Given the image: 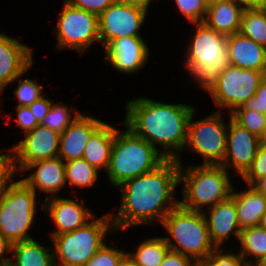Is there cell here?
Returning a JSON list of instances; mask_svg holds the SVG:
<instances>
[{"label": "cell", "mask_w": 266, "mask_h": 266, "mask_svg": "<svg viewBox=\"0 0 266 266\" xmlns=\"http://www.w3.org/2000/svg\"><path fill=\"white\" fill-rule=\"evenodd\" d=\"M1 266H12L11 264L1 265Z\"/></svg>", "instance_id": "52"}, {"label": "cell", "mask_w": 266, "mask_h": 266, "mask_svg": "<svg viewBox=\"0 0 266 266\" xmlns=\"http://www.w3.org/2000/svg\"><path fill=\"white\" fill-rule=\"evenodd\" d=\"M61 12L56 18L57 24L54 28V36L57 39L56 48L58 51L69 50L84 54L89 48L99 44V16L75 8L63 0Z\"/></svg>", "instance_id": "10"}, {"label": "cell", "mask_w": 266, "mask_h": 266, "mask_svg": "<svg viewBox=\"0 0 266 266\" xmlns=\"http://www.w3.org/2000/svg\"><path fill=\"white\" fill-rule=\"evenodd\" d=\"M18 178L14 176L0 194V233L12 244L35 238L30 232L43 210V200Z\"/></svg>", "instance_id": "6"}, {"label": "cell", "mask_w": 266, "mask_h": 266, "mask_svg": "<svg viewBox=\"0 0 266 266\" xmlns=\"http://www.w3.org/2000/svg\"><path fill=\"white\" fill-rule=\"evenodd\" d=\"M163 235L170 250L191 258L200 265L216 247L211 242L207 221L201 211H191L178 205L163 219Z\"/></svg>", "instance_id": "7"}, {"label": "cell", "mask_w": 266, "mask_h": 266, "mask_svg": "<svg viewBox=\"0 0 266 266\" xmlns=\"http://www.w3.org/2000/svg\"><path fill=\"white\" fill-rule=\"evenodd\" d=\"M230 65L242 69L266 71V47L240 32L227 36Z\"/></svg>", "instance_id": "21"}, {"label": "cell", "mask_w": 266, "mask_h": 266, "mask_svg": "<svg viewBox=\"0 0 266 266\" xmlns=\"http://www.w3.org/2000/svg\"><path fill=\"white\" fill-rule=\"evenodd\" d=\"M244 8L265 7L266 0H234Z\"/></svg>", "instance_id": "44"}, {"label": "cell", "mask_w": 266, "mask_h": 266, "mask_svg": "<svg viewBox=\"0 0 266 266\" xmlns=\"http://www.w3.org/2000/svg\"><path fill=\"white\" fill-rule=\"evenodd\" d=\"M196 108L187 102L173 104L138 96L127 101L123 122L119 124L152 144L165 159L183 163L188 124Z\"/></svg>", "instance_id": "2"}, {"label": "cell", "mask_w": 266, "mask_h": 266, "mask_svg": "<svg viewBox=\"0 0 266 266\" xmlns=\"http://www.w3.org/2000/svg\"><path fill=\"white\" fill-rule=\"evenodd\" d=\"M160 266H198L191 258L169 250Z\"/></svg>", "instance_id": "42"}, {"label": "cell", "mask_w": 266, "mask_h": 266, "mask_svg": "<svg viewBox=\"0 0 266 266\" xmlns=\"http://www.w3.org/2000/svg\"><path fill=\"white\" fill-rule=\"evenodd\" d=\"M119 266H138V265L129 257L128 254H126L119 263Z\"/></svg>", "instance_id": "47"}, {"label": "cell", "mask_w": 266, "mask_h": 266, "mask_svg": "<svg viewBox=\"0 0 266 266\" xmlns=\"http://www.w3.org/2000/svg\"><path fill=\"white\" fill-rule=\"evenodd\" d=\"M139 242L133 247V251H127L129 257L138 266H160L170 250L162 236L149 237Z\"/></svg>", "instance_id": "28"}, {"label": "cell", "mask_w": 266, "mask_h": 266, "mask_svg": "<svg viewBox=\"0 0 266 266\" xmlns=\"http://www.w3.org/2000/svg\"><path fill=\"white\" fill-rule=\"evenodd\" d=\"M15 108L16 118L14 116V121H16V127L21 129L19 135L32 131L40 124L28 106H15Z\"/></svg>", "instance_id": "37"}, {"label": "cell", "mask_w": 266, "mask_h": 266, "mask_svg": "<svg viewBox=\"0 0 266 266\" xmlns=\"http://www.w3.org/2000/svg\"><path fill=\"white\" fill-rule=\"evenodd\" d=\"M266 77V71L242 69L229 65L207 92L216 111L231 114L253 97ZM228 111H225V110Z\"/></svg>", "instance_id": "11"}, {"label": "cell", "mask_w": 266, "mask_h": 266, "mask_svg": "<svg viewBox=\"0 0 266 266\" xmlns=\"http://www.w3.org/2000/svg\"><path fill=\"white\" fill-rule=\"evenodd\" d=\"M96 167L90 165L85 159L79 158L65 162V181L67 187H71V193L77 194L75 188L97 187L99 183L100 173ZM98 182V183H97Z\"/></svg>", "instance_id": "27"}, {"label": "cell", "mask_w": 266, "mask_h": 266, "mask_svg": "<svg viewBox=\"0 0 266 266\" xmlns=\"http://www.w3.org/2000/svg\"><path fill=\"white\" fill-rule=\"evenodd\" d=\"M116 3L136 5L140 7H147L150 9L154 0H115ZM152 3V4H151Z\"/></svg>", "instance_id": "45"}, {"label": "cell", "mask_w": 266, "mask_h": 266, "mask_svg": "<svg viewBox=\"0 0 266 266\" xmlns=\"http://www.w3.org/2000/svg\"><path fill=\"white\" fill-rule=\"evenodd\" d=\"M193 25L195 30L193 28V34L189 36L188 44H185L184 63H181L199 90L208 92L230 65L227 36L216 32L204 22Z\"/></svg>", "instance_id": "3"}, {"label": "cell", "mask_w": 266, "mask_h": 266, "mask_svg": "<svg viewBox=\"0 0 266 266\" xmlns=\"http://www.w3.org/2000/svg\"><path fill=\"white\" fill-rule=\"evenodd\" d=\"M198 111L196 108L190 117L184 151L201 157V165H222L227 145V114L213 111L205 117L195 119Z\"/></svg>", "instance_id": "9"}, {"label": "cell", "mask_w": 266, "mask_h": 266, "mask_svg": "<svg viewBox=\"0 0 266 266\" xmlns=\"http://www.w3.org/2000/svg\"><path fill=\"white\" fill-rule=\"evenodd\" d=\"M230 174L222 165L179 163V205L203 212L228 199L235 183Z\"/></svg>", "instance_id": "4"}, {"label": "cell", "mask_w": 266, "mask_h": 266, "mask_svg": "<svg viewBox=\"0 0 266 266\" xmlns=\"http://www.w3.org/2000/svg\"><path fill=\"white\" fill-rule=\"evenodd\" d=\"M147 7L114 3L99 15L100 44L104 48L115 38L137 37L149 19Z\"/></svg>", "instance_id": "13"}, {"label": "cell", "mask_w": 266, "mask_h": 266, "mask_svg": "<svg viewBox=\"0 0 266 266\" xmlns=\"http://www.w3.org/2000/svg\"><path fill=\"white\" fill-rule=\"evenodd\" d=\"M11 247L12 243L0 233V266L10 264Z\"/></svg>", "instance_id": "43"}, {"label": "cell", "mask_w": 266, "mask_h": 266, "mask_svg": "<svg viewBox=\"0 0 266 266\" xmlns=\"http://www.w3.org/2000/svg\"><path fill=\"white\" fill-rule=\"evenodd\" d=\"M123 126V130L116 127L110 163L105 172L115 190L126 181L153 171L166 160L152 144Z\"/></svg>", "instance_id": "5"}, {"label": "cell", "mask_w": 266, "mask_h": 266, "mask_svg": "<svg viewBox=\"0 0 266 266\" xmlns=\"http://www.w3.org/2000/svg\"><path fill=\"white\" fill-rule=\"evenodd\" d=\"M260 145L266 146V126L259 136Z\"/></svg>", "instance_id": "48"}, {"label": "cell", "mask_w": 266, "mask_h": 266, "mask_svg": "<svg viewBox=\"0 0 266 266\" xmlns=\"http://www.w3.org/2000/svg\"><path fill=\"white\" fill-rule=\"evenodd\" d=\"M259 266H266V258L260 263Z\"/></svg>", "instance_id": "50"}, {"label": "cell", "mask_w": 266, "mask_h": 266, "mask_svg": "<svg viewBox=\"0 0 266 266\" xmlns=\"http://www.w3.org/2000/svg\"><path fill=\"white\" fill-rule=\"evenodd\" d=\"M216 1H219V0H206V2H207L208 4L213 3V2H216Z\"/></svg>", "instance_id": "51"}, {"label": "cell", "mask_w": 266, "mask_h": 266, "mask_svg": "<svg viewBox=\"0 0 266 266\" xmlns=\"http://www.w3.org/2000/svg\"><path fill=\"white\" fill-rule=\"evenodd\" d=\"M238 243L237 251L249 266H259L266 258V230L259 225L242 229Z\"/></svg>", "instance_id": "26"}, {"label": "cell", "mask_w": 266, "mask_h": 266, "mask_svg": "<svg viewBox=\"0 0 266 266\" xmlns=\"http://www.w3.org/2000/svg\"><path fill=\"white\" fill-rule=\"evenodd\" d=\"M0 153V194L5 185L14 177L10 148H3Z\"/></svg>", "instance_id": "39"}, {"label": "cell", "mask_w": 266, "mask_h": 266, "mask_svg": "<svg viewBox=\"0 0 266 266\" xmlns=\"http://www.w3.org/2000/svg\"><path fill=\"white\" fill-rule=\"evenodd\" d=\"M34 48L0 32V98L6 88L34 62Z\"/></svg>", "instance_id": "17"}, {"label": "cell", "mask_w": 266, "mask_h": 266, "mask_svg": "<svg viewBox=\"0 0 266 266\" xmlns=\"http://www.w3.org/2000/svg\"><path fill=\"white\" fill-rule=\"evenodd\" d=\"M94 115L82 112L68 128L60 134L58 157L64 162L83 158L87 142L104 123Z\"/></svg>", "instance_id": "20"}, {"label": "cell", "mask_w": 266, "mask_h": 266, "mask_svg": "<svg viewBox=\"0 0 266 266\" xmlns=\"http://www.w3.org/2000/svg\"><path fill=\"white\" fill-rule=\"evenodd\" d=\"M177 7V12L186 20L188 23H199L203 22L207 13L208 3L206 0H172Z\"/></svg>", "instance_id": "34"}, {"label": "cell", "mask_w": 266, "mask_h": 266, "mask_svg": "<svg viewBox=\"0 0 266 266\" xmlns=\"http://www.w3.org/2000/svg\"><path fill=\"white\" fill-rule=\"evenodd\" d=\"M53 98H48L45 95L41 96L39 99L34 101L31 105H29V109L31 110L34 117H36V120L41 123V121L45 118V116L48 114Z\"/></svg>", "instance_id": "41"}, {"label": "cell", "mask_w": 266, "mask_h": 266, "mask_svg": "<svg viewBox=\"0 0 266 266\" xmlns=\"http://www.w3.org/2000/svg\"><path fill=\"white\" fill-rule=\"evenodd\" d=\"M21 180L38 196L45 193L44 200L59 197L61 191L67 187L65 181V162L60 157L40 160L28 165L21 173ZM65 187V188H64Z\"/></svg>", "instance_id": "18"}, {"label": "cell", "mask_w": 266, "mask_h": 266, "mask_svg": "<svg viewBox=\"0 0 266 266\" xmlns=\"http://www.w3.org/2000/svg\"><path fill=\"white\" fill-rule=\"evenodd\" d=\"M111 234L117 235L108 212L75 231L53 236L55 266H84Z\"/></svg>", "instance_id": "8"}, {"label": "cell", "mask_w": 266, "mask_h": 266, "mask_svg": "<svg viewBox=\"0 0 266 266\" xmlns=\"http://www.w3.org/2000/svg\"><path fill=\"white\" fill-rule=\"evenodd\" d=\"M178 187L179 163L175 159H166L153 171L117 187L121 192L120 206L116 213H110L116 234L136 226H159L179 205L175 194Z\"/></svg>", "instance_id": "1"}, {"label": "cell", "mask_w": 266, "mask_h": 266, "mask_svg": "<svg viewBox=\"0 0 266 266\" xmlns=\"http://www.w3.org/2000/svg\"><path fill=\"white\" fill-rule=\"evenodd\" d=\"M243 106L266 115V77L262 80L255 95Z\"/></svg>", "instance_id": "40"}, {"label": "cell", "mask_w": 266, "mask_h": 266, "mask_svg": "<svg viewBox=\"0 0 266 266\" xmlns=\"http://www.w3.org/2000/svg\"><path fill=\"white\" fill-rule=\"evenodd\" d=\"M241 189L234 185L230 196L235 202L240 228L258 226L266 211V197L252 186H241Z\"/></svg>", "instance_id": "23"}, {"label": "cell", "mask_w": 266, "mask_h": 266, "mask_svg": "<svg viewBox=\"0 0 266 266\" xmlns=\"http://www.w3.org/2000/svg\"><path fill=\"white\" fill-rule=\"evenodd\" d=\"M32 66H34V63L11 83L14 85L16 82L17 84L12 91L14 99L18 102L16 106H29L44 94L46 95V93H44L43 84H40L36 80V77L35 79L28 77L27 73L32 69ZM25 74H27L26 79L23 78L25 77Z\"/></svg>", "instance_id": "31"}, {"label": "cell", "mask_w": 266, "mask_h": 266, "mask_svg": "<svg viewBox=\"0 0 266 266\" xmlns=\"http://www.w3.org/2000/svg\"><path fill=\"white\" fill-rule=\"evenodd\" d=\"M239 32L266 47V6L245 8Z\"/></svg>", "instance_id": "29"}, {"label": "cell", "mask_w": 266, "mask_h": 266, "mask_svg": "<svg viewBox=\"0 0 266 266\" xmlns=\"http://www.w3.org/2000/svg\"><path fill=\"white\" fill-rule=\"evenodd\" d=\"M12 266H55L53 246L43 245L36 238L16 242L11 247Z\"/></svg>", "instance_id": "25"}, {"label": "cell", "mask_w": 266, "mask_h": 266, "mask_svg": "<svg viewBox=\"0 0 266 266\" xmlns=\"http://www.w3.org/2000/svg\"><path fill=\"white\" fill-rule=\"evenodd\" d=\"M227 117L228 133L226 155L222 166L228 172H232L231 175H239L241 178L250 168L256 157L260 141L256 135L237 124L232 119L231 114H227Z\"/></svg>", "instance_id": "16"}, {"label": "cell", "mask_w": 266, "mask_h": 266, "mask_svg": "<svg viewBox=\"0 0 266 266\" xmlns=\"http://www.w3.org/2000/svg\"><path fill=\"white\" fill-rule=\"evenodd\" d=\"M113 240L109 244L106 242L84 266H119L127 251L120 249Z\"/></svg>", "instance_id": "33"}, {"label": "cell", "mask_w": 266, "mask_h": 266, "mask_svg": "<svg viewBox=\"0 0 266 266\" xmlns=\"http://www.w3.org/2000/svg\"><path fill=\"white\" fill-rule=\"evenodd\" d=\"M252 187L260 194L266 197V176L258 179Z\"/></svg>", "instance_id": "46"}, {"label": "cell", "mask_w": 266, "mask_h": 266, "mask_svg": "<svg viewBox=\"0 0 266 266\" xmlns=\"http://www.w3.org/2000/svg\"><path fill=\"white\" fill-rule=\"evenodd\" d=\"M232 119L258 138L266 126V115L241 106L231 113Z\"/></svg>", "instance_id": "32"}, {"label": "cell", "mask_w": 266, "mask_h": 266, "mask_svg": "<svg viewBox=\"0 0 266 266\" xmlns=\"http://www.w3.org/2000/svg\"><path fill=\"white\" fill-rule=\"evenodd\" d=\"M71 6L85 11L100 15L110 5L115 3V0H65Z\"/></svg>", "instance_id": "38"}, {"label": "cell", "mask_w": 266, "mask_h": 266, "mask_svg": "<svg viewBox=\"0 0 266 266\" xmlns=\"http://www.w3.org/2000/svg\"><path fill=\"white\" fill-rule=\"evenodd\" d=\"M266 176V146L260 145L250 168L240 178L245 186H252L258 179Z\"/></svg>", "instance_id": "36"}, {"label": "cell", "mask_w": 266, "mask_h": 266, "mask_svg": "<svg viewBox=\"0 0 266 266\" xmlns=\"http://www.w3.org/2000/svg\"><path fill=\"white\" fill-rule=\"evenodd\" d=\"M116 127L104 122L86 144L83 159L99 171L106 172L110 163Z\"/></svg>", "instance_id": "24"}, {"label": "cell", "mask_w": 266, "mask_h": 266, "mask_svg": "<svg viewBox=\"0 0 266 266\" xmlns=\"http://www.w3.org/2000/svg\"><path fill=\"white\" fill-rule=\"evenodd\" d=\"M59 139L60 133L41 124L25 133L21 140L9 147L14 176L34 162L58 157Z\"/></svg>", "instance_id": "12"}, {"label": "cell", "mask_w": 266, "mask_h": 266, "mask_svg": "<svg viewBox=\"0 0 266 266\" xmlns=\"http://www.w3.org/2000/svg\"><path fill=\"white\" fill-rule=\"evenodd\" d=\"M203 214L207 221L211 242L216 248H226L225 244L230 240L239 241L242 229L238 223L235 202L231 197L205 209ZM232 237L236 240L230 239Z\"/></svg>", "instance_id": "19"}, {"label": "cell", "mask_w": 266, "mask_h": 266, "mask_svg": "<svg viewBox=\"0 0 266 266\" xmlns=\"http://www.w3.org/2000/svg\"><path fill=\"white\" fill-rule=\"evenodd\" d=\"M104 65L111 66L116 72L133 75L142 72L149 64L150 48L143 36L115 38L104 48Z\"/></svg>", "instance_id": "14"}, {"label": "cell", "mask_w": 266, "mask_h": 266, "mask_svg": "<svg viewBox=\"0 0 266 266\" xmlns=\"http://www.w3.org/2000/svg\"><path fill=\"white\" fill-rule=\"evenodd\" d=\"M85 202L83 197L79 199L78 196L76 200L64 196L43 200V212L48 214V218L55 225V230H49L50 233H47L50 239L59 234L75 231L96 216Z\"/></svg>", "instance_id": "15"}, {"label": "cell", "mask_w": 266, "mask_h": 266, "mask_svg": "<svg viewBox=\"0 0 266 266\" xmlns=\"http://www.w3.org/2000/svg\"><path fill=\"white\" fill-rule=\"evenodd\" d=\"M244 9L234 0H219L208 4L203 22L218 33L233 35L240 30Z\"/></svg>", "instance_id": "22"}, {"label": "cell", "mask_w": 266, "mask_h": 266, "mask_svg": "<svg viewBox=\"0 0 266 266\" xmlns=\"http://www.w3.org/2000/svg\"><path fill=\"white\" fill-rule=\"evenodd\" d=\"M259 226L266 230V211L264 212V214L261 218Z\"/></svg>", "instance_id": "49"}, {"label": "cell", "mask_w": 266, "mask_h": 266, "mask_svg": "<svg viewBox=\"0 0 266 266\" xmlns=\"http://www.w3.org/2000/svg\"><path fill=\"white\" fill-rule=\"evenodd\" d=\"M229 250H228V249ZM226 250V251H225ZM228 250V251H227ZM199 266H249L231 247L216 248Z\"/></svg>", "instance_id": "35"}, {"label": "cell", "mask_w": 266, "mask_h": 266, "mask_svg": "<svg viewBox=\"0 0 266 266\" xmlns=\"http://www.w3.org/2000/svg\"><path fill=\"white\" fill-rule=\"evenodd\" d=\"M52 101L51 108L45 118L41 121V125L49 127L51 130L58 133L65 131L68 126L78 118L82 113L79 108L76 109L65 102ZM75 108V109H74Z\"/></svg>", "instance_id": "30"}]
</instances>
